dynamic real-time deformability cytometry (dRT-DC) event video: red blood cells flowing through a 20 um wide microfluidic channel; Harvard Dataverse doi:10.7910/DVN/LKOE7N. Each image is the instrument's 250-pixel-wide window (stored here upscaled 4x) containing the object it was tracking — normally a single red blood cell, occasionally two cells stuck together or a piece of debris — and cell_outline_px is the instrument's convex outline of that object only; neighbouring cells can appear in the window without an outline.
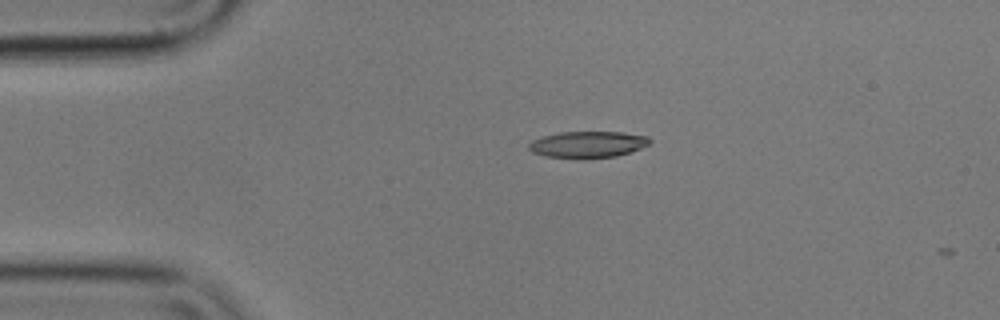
{"species": "common noctule bat (a hibernating species)", "species_latin": "Nyctalus noctula", "temperature_condition": "cold", "stored_images_in_passage": 2, "camera_frame_rate_fps": 3000, "um_per_image_px": 0.085, "animal": {"sex": "male", "body_mass_g": 17.9}, "frame": {"image": 1, "passage_image": 1, "time_ms": 0.0, "image_size_px": [1000, 320], "cell_outline_px": [[652, 140], [648, 144], [640, 148], [616, 156], [584, 160], [576, 160], [548, 156], [532, 152], [528, 148], [528, 144], [532, 140], [544, 136], [560, 132], [620, 132], [648, 136]], "centroid_in_image_um": [49.94, 12.3], "position_along_channel_um": 35.1, "area_um2": 18.9}}